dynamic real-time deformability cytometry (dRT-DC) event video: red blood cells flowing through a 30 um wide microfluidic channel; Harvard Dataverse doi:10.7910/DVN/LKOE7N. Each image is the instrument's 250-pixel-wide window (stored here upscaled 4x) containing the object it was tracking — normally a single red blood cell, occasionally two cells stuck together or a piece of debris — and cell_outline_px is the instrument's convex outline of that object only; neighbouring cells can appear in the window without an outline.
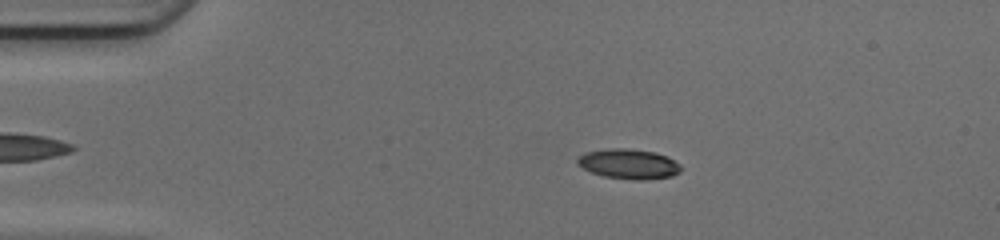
{"species": "common noctule bat (a hibernating species)", "species_latin": "Nyctalus noctula", "temperature_condition": "cold", "stored_images_in_passage": 49, "camera_frame_rate_fps": 3000, "um_per_image_px": 0.085, "animal": {"sex": "female", "body_mass_g": 17.0, "forearm_length_mm": 48.0}, "frame": {"image": 1, "passage_image": 10, "time_ms": 3.0, "image_size_px": [1000, 240], "cell_outline_px": [[680, 172], [672, 176], [644, 180], [632, 180], [604, 176], [592, 172], [576, 164], [576, 160], [584, 152], [608, 148], [628, 148], [656, 152], [668, 156], [680, 164]], "centroid_in_image_um": [53.45, 13.92], "position_along_channel_um": 31.6, "area_um2": 18.21}}
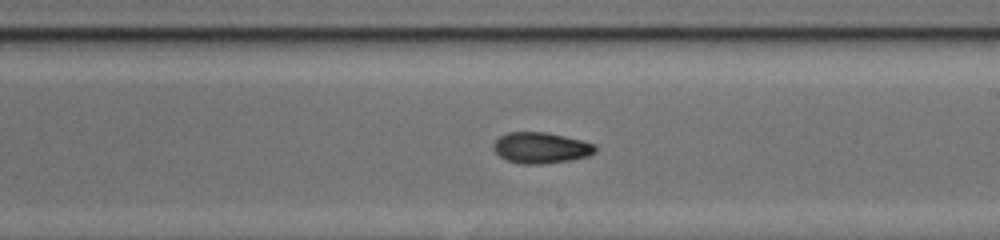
{"frame": {"image": 2, "passage_image": 29, "time_ms": 9.333, "image_size_px": [1000, 240], "cell_outline_px": [[596, 152], [588, 156], [568, 160], [544, 164], [520, 164], [508, 160], [500, 156], [492, 148], [492, 144], [500, 136], [508, 132], [544, 132], [564, 136], [596, 144]], "centroid_in_image_um": [45.97, 12.56], "position_along_channel_um": 243.0, "area_um2": 18.32}}
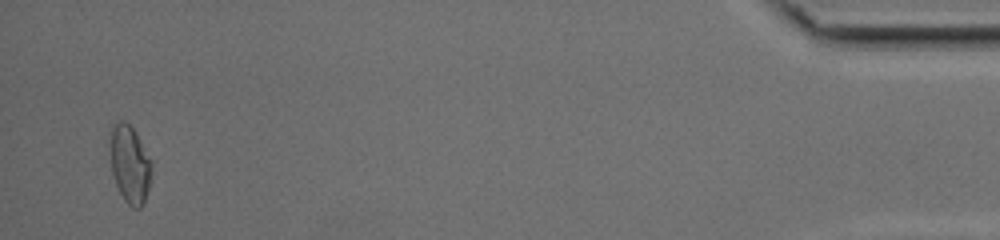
{"frame": {"image": 3, "passage_image": 48, "time_ms": 15.667, "image_size_px": [1000, 240], "cell_outline_px": [[152, 164], [148, 188], [144, 204], [140, 208], [132, 208], [124, 200], [116, 184], [112, 172], [112, 124], [120, 120], [124, 120], [132, 128], [152, 160]], "centroid_in_image_um": [11.06, 13.99], "position_along_channel_um": 424.1, "area_um2": 18.26}, "authors_computed_cell_mechanics": {"area_um2": 18.207, "velocity_mm_per_s": 4.2118, "shape_relaxation_time_tau1_ms": null, "shape_relaxation_time_tau2_ms": 4.7417, "deformation_change_tau1": null, "deformation_change_tau2": 0.0975}}